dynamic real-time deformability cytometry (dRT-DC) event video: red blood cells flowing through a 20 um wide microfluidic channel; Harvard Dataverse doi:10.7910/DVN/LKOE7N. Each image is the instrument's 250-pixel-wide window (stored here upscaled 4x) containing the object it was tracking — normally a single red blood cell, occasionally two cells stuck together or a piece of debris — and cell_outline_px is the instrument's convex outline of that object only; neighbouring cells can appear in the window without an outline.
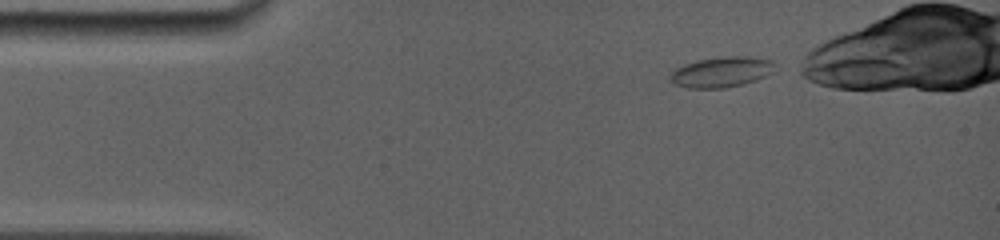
{"species": "common noctule bat (a hibernating species)", "species_latin": "Nyctalus noctula", "temperature_condition": "room temperature", "stored_images_in_passage": 31, "camera_frame_rate_fps": 5000, "um_per_image_px": 0.085, "animal": {"sex": "female", "body_mass_g": 19.0, "forearm_length_mm": 56.7}, "frame": {"image": 1, "passage_image": 1, "time_ms": 0.0, "image_size_px": [1000, 240], "cell_outline_px": [[780, 68], [756, 80], [724, 88], [688, 88], [672, 84], [668, 80], [668, 76], [676, 68], [684, 64], [696, 60], [720, 56], [748, 56], [772, 60]], "centroid_in_image_um": [61.32, 6.11], "position_along_channel_um": 23.7, "area_um2": 18.96}}
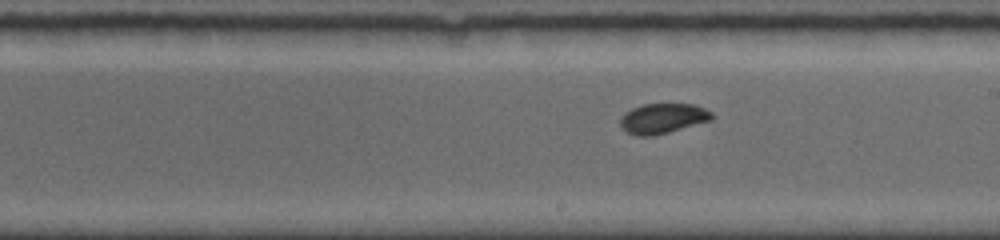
{"frame": {"image": 2, "passage_image": 18, "time_ms": 6.8, "image_size_px": [1000, 240], "cell_outline_px": [[716, 116], [712, 120], [668, 132], [652, 136], [636, 136], [628, 132], [620, 124], [620, 116], [624, 112], [640, 104], [696, 104], [712, 112]], "centroid_in_image_um": [56.35, 10.05], "position_along_channel_um": 232.6, "area_um2": 16.18}}
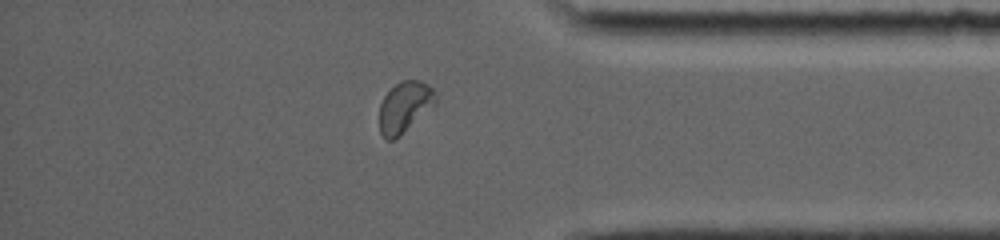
{"frame": {"image": 3, "passage_image": 29, "time_ms": 11.2, "image_size_px": [1000, 240], "cell_outline_px": [[436, 104], [400, 136], [392, 140], [388, 140], [380, 132], [380, 104], [384, 96], [400, 80], [420, 80], [428, 84], [432, 88], [436, 96]], "centroid_in_image_um": [34.41, 9.08], "position_along_channel_um": 400.8, "area_um2": 16.59}}